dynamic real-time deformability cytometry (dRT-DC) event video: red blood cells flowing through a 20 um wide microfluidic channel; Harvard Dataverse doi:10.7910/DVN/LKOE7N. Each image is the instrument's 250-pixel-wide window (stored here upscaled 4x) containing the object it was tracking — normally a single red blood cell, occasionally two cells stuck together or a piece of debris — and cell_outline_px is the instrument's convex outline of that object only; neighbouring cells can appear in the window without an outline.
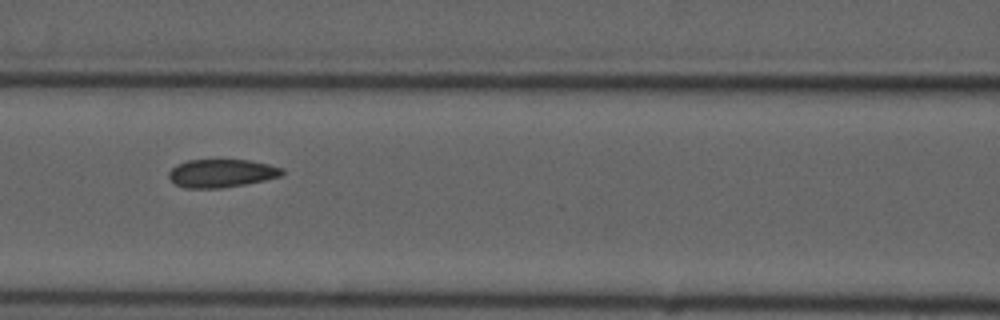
{"species": "common noctule bat (a hibernating species)", "species_latin": "Nyctalus noctula", "temperature_condition": "cold", "stored_images_in_passage": 5, "camera_frame_rate_fps": 3000, "um_per_image_px": 0.085, "animal": {"sex": "male", "forearm_length_mm": 52.5}, "frame": {"image": 1, "passage_image": 5, "time_ms": 4.667, "image_size_px": [1000, 320], "cell_outline_px": [[284, 172], [280, 176], [264, 180], [244, 184], [220, 188], [184, 188], [176, 184], [168, 176], [168, 172], [176, 164], [188, 160], [248, 160], [268, 164], [284, 168]], "centroid_in_image_um": [18.81, 14.72], "position_along_channel_um": 147.8, "area_um2": 18.5}}